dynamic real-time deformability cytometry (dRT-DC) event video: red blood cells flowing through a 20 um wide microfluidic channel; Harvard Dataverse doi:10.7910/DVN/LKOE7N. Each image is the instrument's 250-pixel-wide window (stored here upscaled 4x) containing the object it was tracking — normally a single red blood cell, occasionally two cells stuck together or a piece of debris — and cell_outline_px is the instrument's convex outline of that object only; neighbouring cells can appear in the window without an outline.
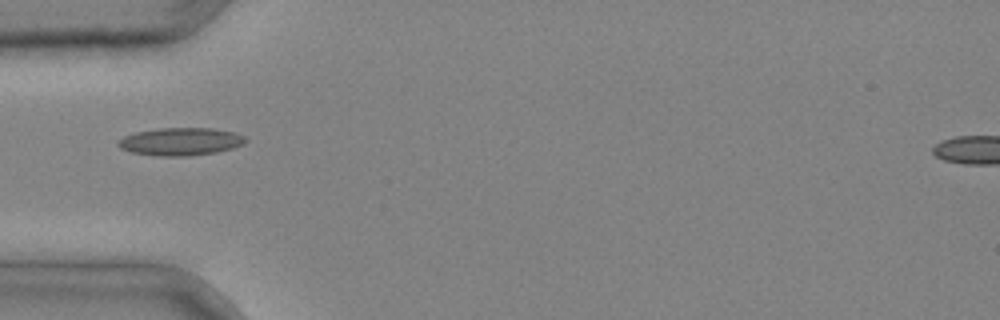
{"species": "common noctule bat (a hibernating species)", "species_latin": "Nyctalus noctula", "temperature_condition": "cold", "stored_images_in_passage": 3, "camera_frame_rate_fps": 3000, "um_per_image_px": 0.085, "animal": {"sex": "male", "body_mass_g": 20.4}, "frame": {"image": 1, "passage_image": 2, "time_ms": 0.333, "image_size_px": [1000, 320], "cell_outline_px": [[248, 140], [244, 144], [232, 148], [216, 152], [188, 156], [156, 156], [132, 152], [120, 148], [116, 144], [124, 136], [136, 132], [160, 128], [212, 128], [232, 132], [244, 136]], "centroid_in_image_um": [15.35, 12.03], "position_along_channel_um": 69.6, "area_um2": 20.52}}